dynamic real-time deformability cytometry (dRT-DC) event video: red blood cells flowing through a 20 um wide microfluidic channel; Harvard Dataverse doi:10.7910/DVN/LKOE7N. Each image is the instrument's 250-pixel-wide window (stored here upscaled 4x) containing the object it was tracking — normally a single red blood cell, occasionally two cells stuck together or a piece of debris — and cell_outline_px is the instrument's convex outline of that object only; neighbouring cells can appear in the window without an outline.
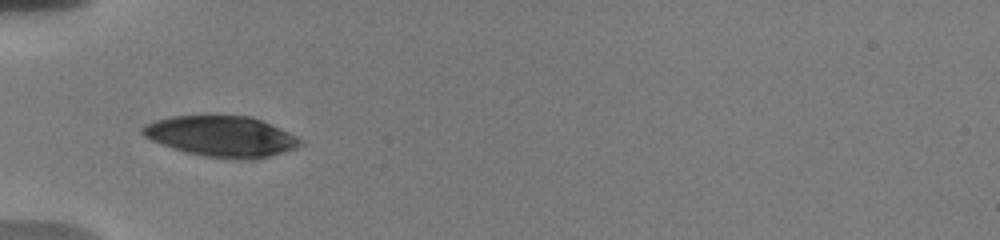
{"species": "human", "species_latin": "Homo sapiens", "temperature_condition": "warm", "stored_images_in_passage": 26, "camera_frame_rate_fps": 3000, "um_per_image_px": 0.085, "donor": {"sex": "male"}, "frame": {"image": 1, "passage_image": 1, "time_ms": 0.0, "image_size_px": [1000, 240], "cell_outline_px": [[304, 144], [296, 148], [284, 152], [256, 160], [236, 160], [204, 156], [188, 152], [152, 140], [144, 136], [140, 132], [140, 128], [144, 124], [156, 120], [172, 116], [248, 116], [260, 120], [288, 132], [300, 140]], "centroid_in_image_um": [18.83, 11.6], "position_along_channel_um": 66.2, "area_um2": 37.11}}
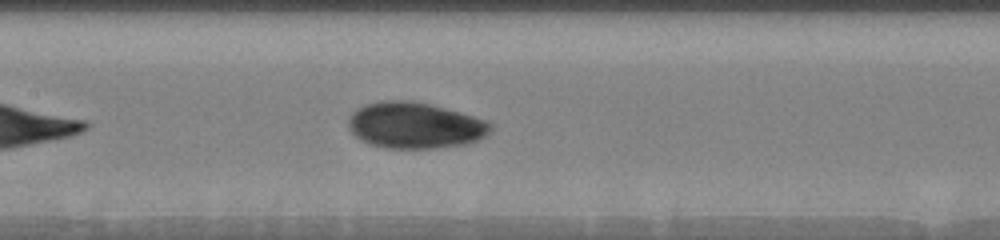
{"frame": {"image": 2, "passage_image": 9, "time_ms": 3.0, "image_size_px": [1000, 240], "cell_outline_px": [[492, 128], [484, 136], [476, 140], [464, 144], [436, 148], [384, 148], [368, 144], [360, 140], [348, 128], [348, 120], [352, 112], [368, 104], [380, 100], [412, 100], [444, 108], [472, 116], [484, 120], [492, 124]], "centroid_in_image_um": [35.22, 10.66], "position_along_channel_um": 172.2, "area_um2": 37.97}}
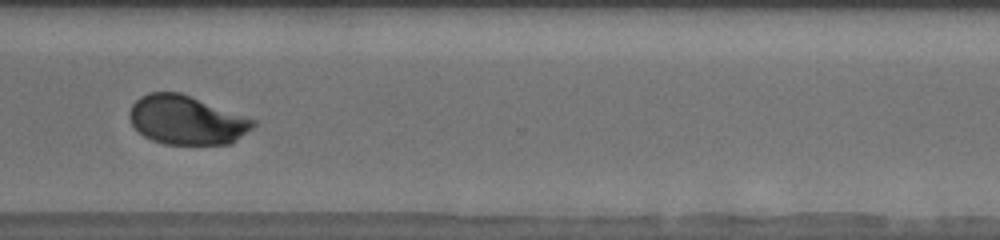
{"frame": {"image": 3, "passage_image": 21, "time_ms": 8.0, "image_size_px": [1000, 240], "cell_outline_px": [[256, 124], [252, 128], [232, 144], [164, 144], [152, 140], [144, 136], [132, 124], [128, 116], [128, 112], [132, 104], [140, 96], [148, 92], [180, 92], [256, 120]], "centroid_in_image_um": [15.84, 10.2], "position_along_channel_um": 354.8, "area_um2": 35.26}, "authors_computed_cell_mechanics": {"area_um2": 37.4255, "velocity_mm_per_s": 3.665, "shape_relaxation_time_tau1_ms": 4.3805, "shape_relaxation_time_tau2_ms": 1.335, "deformation_change_tau1": 0.1417, "deformation_change_tau2": 0.0424}}